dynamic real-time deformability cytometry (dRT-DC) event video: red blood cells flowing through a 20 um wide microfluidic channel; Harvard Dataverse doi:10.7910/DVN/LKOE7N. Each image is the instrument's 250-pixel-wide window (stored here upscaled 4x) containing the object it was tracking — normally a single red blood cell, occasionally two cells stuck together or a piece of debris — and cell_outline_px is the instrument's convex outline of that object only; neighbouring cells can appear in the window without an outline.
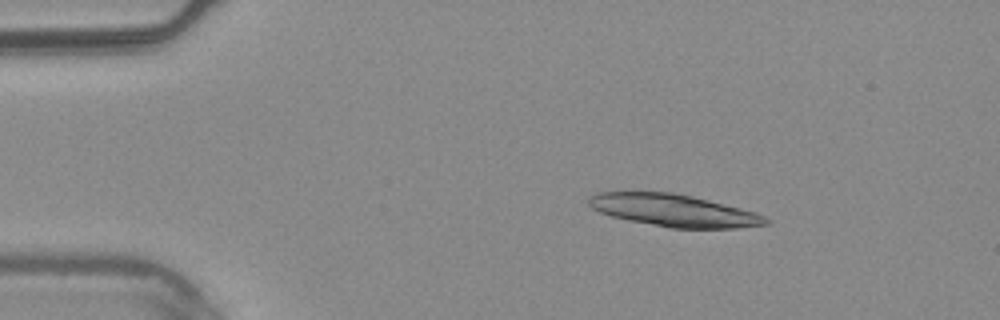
{"species": "common noctule bat (a hibernating species)", "species_latin": "Nyctalus noctula", "temperature_condition": "warm", "stored_images_in_passage": 6, "camera_frame_rate_fps": 3000, "um_per_image_px": 0.085, "animal": {"sex": "male", "body_mass_g": 20.4}, "frame": {"image": 1, "passage_image": 3, "time_ms": 0.667, "image_size_px": [1000, 320], "cell_outline_px": [[772, 220], [768, 224], [736, 228], [668, 228], [628, 220], [612, 216], [600, 212], [592, 208], [588, 204], [588, 196], [596, 192], [624, 188], [672, 192], [692, 196], [756, 212]], "centroid_in_image_um": [57.14, 17.83], "position_along_channel_um": 27.9, "area_um2": 34.39}}